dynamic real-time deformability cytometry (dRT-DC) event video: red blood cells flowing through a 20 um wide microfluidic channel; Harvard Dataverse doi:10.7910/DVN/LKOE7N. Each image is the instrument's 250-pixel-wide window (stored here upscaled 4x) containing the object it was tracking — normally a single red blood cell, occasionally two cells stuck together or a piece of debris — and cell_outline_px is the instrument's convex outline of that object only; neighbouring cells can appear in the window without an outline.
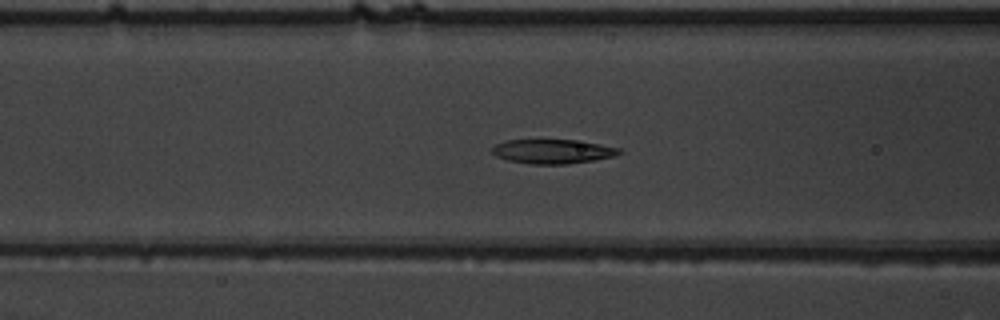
{"species": "common noctule bat (a hibernating species)", "species_latin": "Nyctalus noctula", "temperature_condition": "warm", "stored_images_in_passage": 54, "camera_frame_rate_fps": 3000, "um_per_image_px": 0.085, "animal": {"sex": "male", "body_mass_g": 19.5, "forearm_length_mm": 54.6}, "frame": {"image": 1, "passage_image": 22, "time_ms": 7.0, "image_size_px": [1000, 320], "cell_outline_px": [[624, 152], [616, 156], [568, 164], [532, 164], [508, 160], [496, 156], [492, 152], [492, 148], [496, 144], [508, 140], [572, 140], [600, 144], [620, 148]], "centroid_in_image_um": [47.01, 12.87], "position_along_channel_um": 119.6, "area_um2": 17.86}}
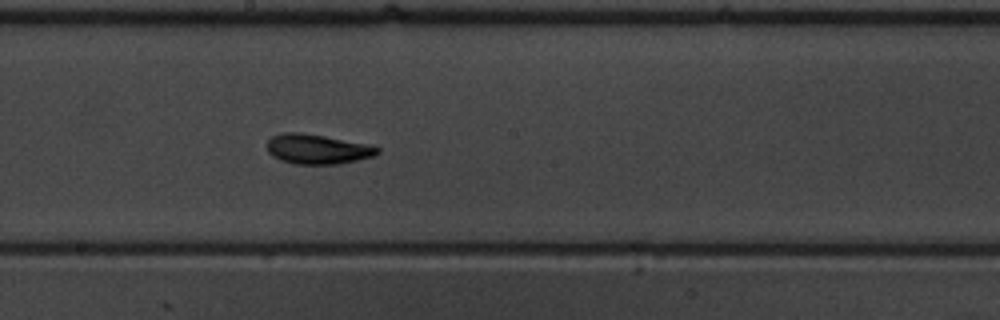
{"frame": {"image": 2, "passage_image": 30, "time_ms": 9.667, "image_size_px": [1000, 320], "cell_outline_px": [[380, 152], [372, 156], [340, 164], [292, 164], [280, 160], [272, 156], [268, 152], [268, 140], [272, 136], [280, 132], [300, 132], [324, 136], [368, 144], [380, 148]], "centroid_in_image_um": [26.95, 12.67], "position_along_channel_um": 221.3, "area_um2": 19.19}}
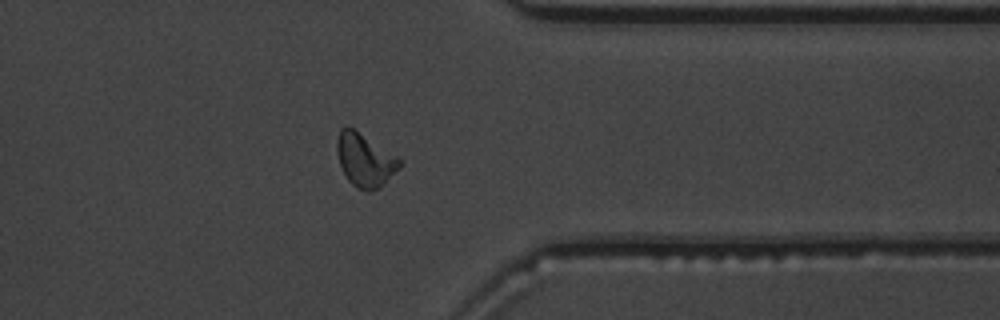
{"frame": {"image": 3, "passage_image": 43, "time_ms": 14.0, "image_size_px": [1000, 320], "cell_outline_px": [[400, 168], [384, 184], [368, 192], [364, 192], [356, 188], [348, 180], [340, 164], [336, 152], [336, 144], [340, 128], [348, 124], [396, 156], [400, 160]], "centroid_in_image_um": [30.98, 13.59], "position_along_channel_um": 380.4, "area_um2": 19.42}, "authors_computed_cell_mechanics": {"area_um2": 18.8139, "velocity_mm_per_s": 3.8129, "shape_relaxation_time_tau1_ms": 3.9581, "shape_relaxation_time_tau2_ms": 3.3082, "deformation_change_tau1": 0.1466, "deformation_change_tau2": 0.0994}}